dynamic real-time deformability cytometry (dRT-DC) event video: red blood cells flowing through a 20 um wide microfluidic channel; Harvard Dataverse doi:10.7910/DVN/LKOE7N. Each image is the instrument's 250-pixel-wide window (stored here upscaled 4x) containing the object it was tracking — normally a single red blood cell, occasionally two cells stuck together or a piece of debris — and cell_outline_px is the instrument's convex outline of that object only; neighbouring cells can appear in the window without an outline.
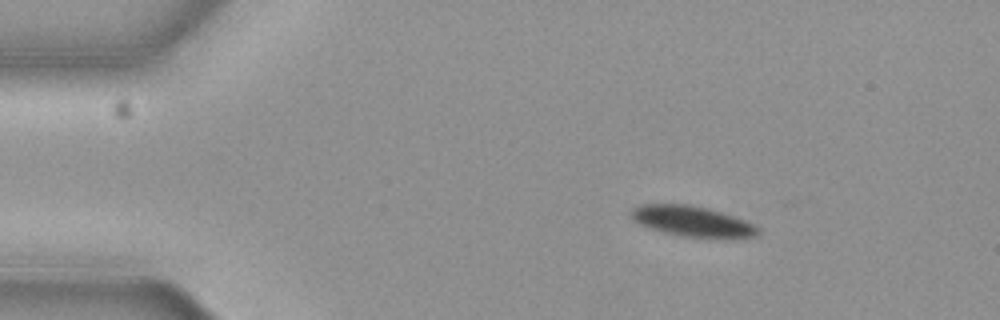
{"species": "common noctule bat (a hibernating species)", "species_latin": "Nyctalus noctula", "temperature_condition": "cold", "stored_images_in_passage": 57, "camera_frame_rate_fps": 3000, "um_per_image_px": 0.085, "animal": {"sex": "female", "body_mass_g": 19.3, "forearm_length_mm": 54.1}, "frame": {"image": 1, "passage_image": 9, "time_ms": 2.667, "image_size_px": [1000, 320], "cell_outline_px": [[760, 232], [756, 236], [736, 240], [728, 240], [680, 236], [664, 232], [640, 224], [632, 220], [628, 212], [632, 208], [640, 204], [688, 204], [708, 208], [744, 220], [760, 228]], "centroid_in_image_um": [58.88, 18.84], "position_along_channel_um": 26.1, "area_um2": 23.18}}
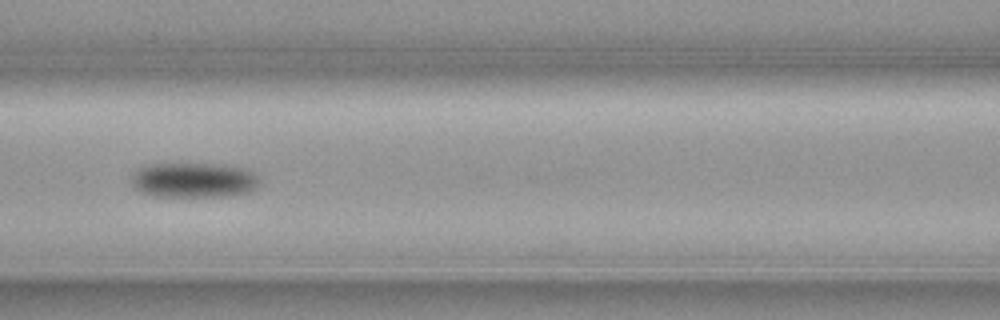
{"frame": {"image": 2, "passage_image": 25, "time_ms": 8.0, "image_size_px": [1000, 320], "cell_outline_px": [[260, 184], [256, 188], [248, 192], [228, 196], [156, 196], [140, 192], [132, 184], [132, 176], [140, 168], [148, 164], [224, 164], [248, 168], [256, 172], [260, 176]], "centroid_in_image_um": [16.57, 15.3], "position_along_channel_um": 150.0, "area_um2": 26.41}}
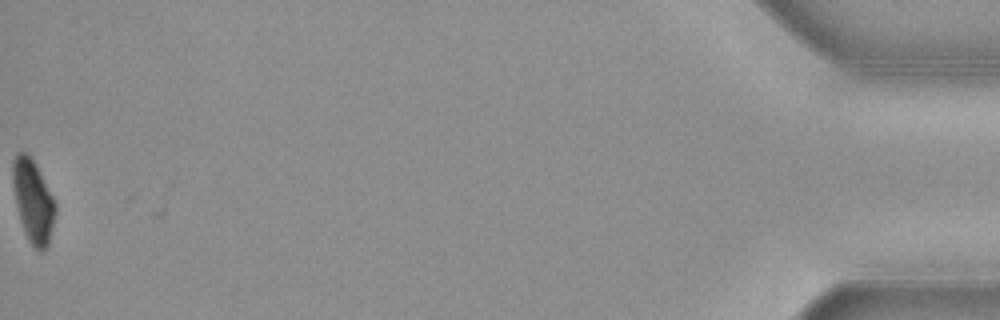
{"frame": {"image": 3, "passage_image": 57, "time_ms": 18.667, "image_size_px": [1000, 320], "cell_outline_px": [[56, 212], [48, 244], [44, 252], [40, 252], [28, 240], [20, 220], [16, 204], [12, 180], [12, 160], [16, 152], [24, 152], [32, 160], [52, 196], [56, 204]], "centroid_in_image_um": [2.79, 17.11], "position_along_channel_um": 432.4, "area_um2": 20.11}, "authors_computed_cell_mechanics": {"area_um2": 24.1026, "velocity_mm_per_s": 3.6643, "shape_relaxation_time_tau1_ms": 7.6119, "shape_relaxation_time_tau2_ms": 6.7942, "deformation_change_tau1": 0.1442, "deformation_change_tau2": 0.1277}}